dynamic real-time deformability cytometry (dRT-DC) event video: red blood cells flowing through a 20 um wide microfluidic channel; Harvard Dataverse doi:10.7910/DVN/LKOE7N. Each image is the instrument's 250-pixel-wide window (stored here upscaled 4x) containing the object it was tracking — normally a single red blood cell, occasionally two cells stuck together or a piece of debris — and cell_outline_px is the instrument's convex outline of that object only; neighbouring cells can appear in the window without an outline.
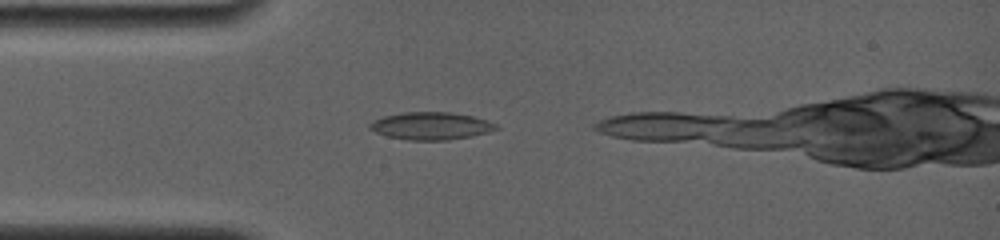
{"species": "common noctule bat (a hibernating species)", "species_latin": "Nyctalus noctula", "temperature_condition": "room temperature", "stored_images_in_passage": 8, "camera_frame_rate_fps": 4000, "um_per_image_px": 0.085, "animal": {"sex": "female", "body_mass_g": 19.0, "forearm_length_mm": 56.7}, "frame": {"image": 1, "passage_image": 3, "time_ms": 1.25, "image_size_px": [1000, 240], "cell_outline_px": [[500, 128], [488, 132], [472, 136], [448, 140], [408, 140], [388, 136], [376, 132], [368, 128], [368, 124], [372, 120], [384, 116], [404, 112], [452, 112], [472, 116], [488, 120], [496, 124]], "centroid_in_image_um": [36.63, 10.7], "position_along_channel_um": 48.4, "area_um2": 20.35}}
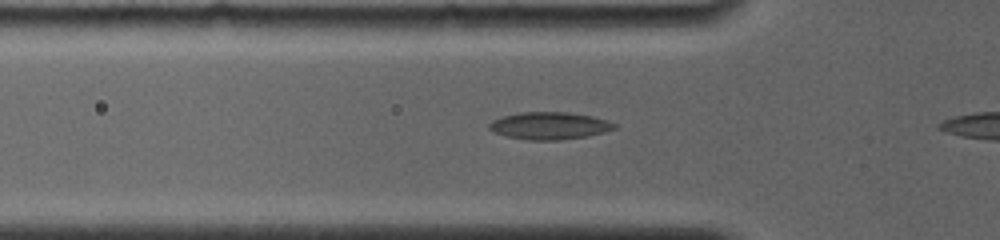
{"frame": {"image": 2, "passage_image": 6, "time_ms": 2.25, "image_size_px": [1000, 240], "cell_outline_px": [[616, 128], [604, 132], [588, 136], [560, 140], [528, 140], [504, 136], [492, 132], [488, 128], [488, 124], [492, 120], [500, 116], [520, 112], [568, 112], [592, 116], [608, 120], [616, 124]], "centroid_in_image_um": [46.66, 10.69], "position_along_channel_um": 79.1, "area_um2": 20.23}}